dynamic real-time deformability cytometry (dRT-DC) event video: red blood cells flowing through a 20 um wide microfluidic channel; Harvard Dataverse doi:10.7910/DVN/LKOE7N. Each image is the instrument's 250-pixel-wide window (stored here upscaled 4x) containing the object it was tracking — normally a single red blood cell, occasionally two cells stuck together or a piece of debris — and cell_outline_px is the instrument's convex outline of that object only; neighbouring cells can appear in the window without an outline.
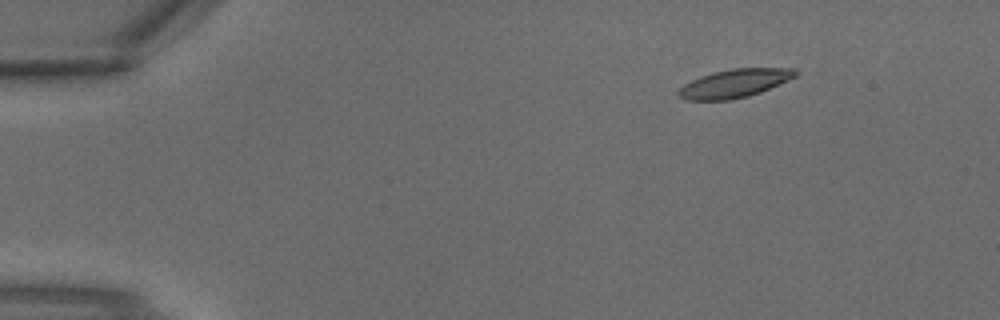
{"species": "common noctule bat (a hibernating species)", "species_latin": "Nyctalus noctula", "temperature_condition": "warm", "stored_images_in_passage": 3, "camera_frame_rate_fps": 3000, "um_per_image_px": 0.085, "animal": {"sex": "male", "body_mass_g": 18.8}, "frame": {"image": 1, "passage_image": 3, "time_ms": 0.667, "image_size_px": [1000, 320], "cell_outline_px": [[804, 72], [796, 76], [760, 92], [748, 96], [728, 100], [688, 100], [680, 96], [676, 92], [684, 84], [700, 76], [712, 72], [732, 68], [796, 68]], "centroid_in_image_um": [62.47, 7.07], "position_along_channel_um": 22.5, "area_um2": 19.36}}